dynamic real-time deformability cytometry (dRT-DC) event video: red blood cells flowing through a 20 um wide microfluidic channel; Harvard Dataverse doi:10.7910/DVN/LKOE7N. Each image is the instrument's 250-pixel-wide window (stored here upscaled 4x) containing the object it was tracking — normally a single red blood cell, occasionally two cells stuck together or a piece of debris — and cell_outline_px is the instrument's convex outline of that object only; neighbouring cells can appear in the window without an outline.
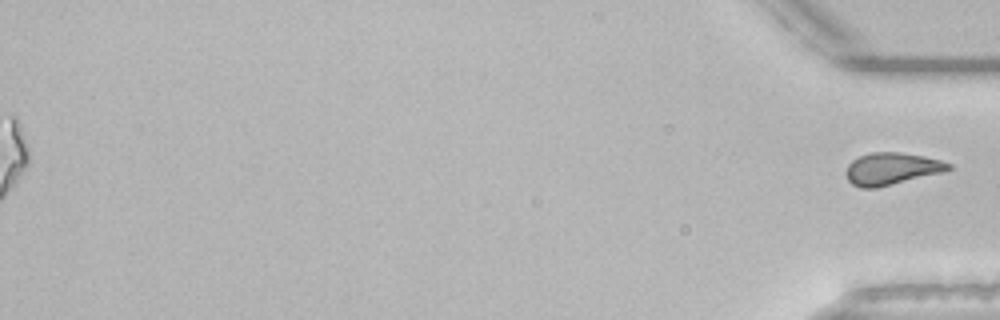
{"species": "common noctule bat (a hibernating species)", "species_latin": "Nyctalus noctula", "temperature_condition": "room temperature", "stored_images_in_passage": 50, "segment_of_instrument_passage": [2, 2], "camera_frame_rate_fps": 3000, "um_per_image_px": 0.085, "animal": {"sex": "male", "body_mass_g": 21.5, "forearm_length_mm": 52.0}, "frame": {"image": 1, "passage_image": 50, "time_ms": 16.333, "image_size_px": [1000, 320], "cell_outline_px": [[952, 168], [940, 172], [876, 188], [860, 188], [852, 184], [848, 180], [844, 172], [848, 164], [852, 160], [860, 156], [872, 152], [900, 152], [924, 156], [940, 160], [952, 164]], "centroid_in_image_um": [75.73, 14.33], "position_along_channel_um": 359.5, "area_um2": 19.02}}